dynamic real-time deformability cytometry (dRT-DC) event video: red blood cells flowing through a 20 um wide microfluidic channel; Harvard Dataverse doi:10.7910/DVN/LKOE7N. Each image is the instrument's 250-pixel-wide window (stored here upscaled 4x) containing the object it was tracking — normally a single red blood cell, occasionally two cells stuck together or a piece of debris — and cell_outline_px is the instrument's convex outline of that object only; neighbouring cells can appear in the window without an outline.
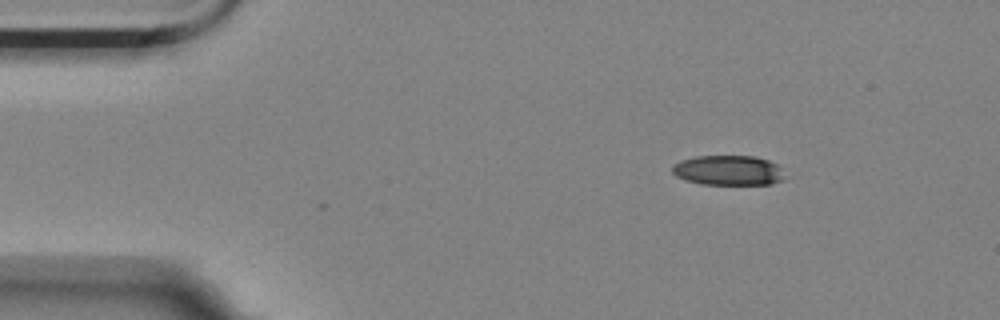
{"species": "Egyptian fruit bat (a non-hibernating species)", "species_latin": "Rousettus aegyptiacus", "temperature_condition": "room temperature", "stored_images_in_passage": 2, "camera_frame_rate_fps": 3000, "um_per_image_px": 0.085, "animal": {"sex": "female"}, "frame": {"image": 1, "passage_image": 1, "time_ms": 0.0, "image_size_px": [1000, 320], "cell_outline_px": [[784, 180], [772, 184], [700, 184], [684, 180], [676, 176], [672, 172], [672, 164], [680, 160], [692, 156], [756, 156], [768, 160], [776, 164], [780, 168]], "centroid_in_image_um": [61.85, 14.47], "position_along_channel_um": 23.1, "area_um2": 19.77}}